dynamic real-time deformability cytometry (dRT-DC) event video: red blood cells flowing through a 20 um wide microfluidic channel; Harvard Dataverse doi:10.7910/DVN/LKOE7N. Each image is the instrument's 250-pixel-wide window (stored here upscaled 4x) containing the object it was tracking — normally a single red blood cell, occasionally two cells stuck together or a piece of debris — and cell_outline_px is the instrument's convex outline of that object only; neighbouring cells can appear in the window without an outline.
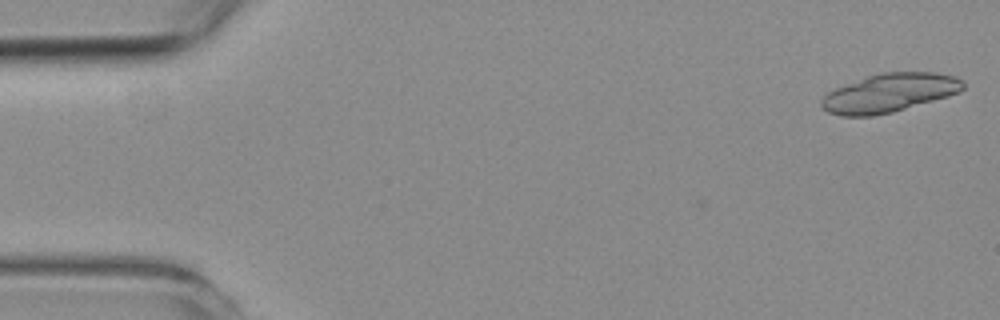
{"species": "common noctule bat (a hibernating species)", "species_latin": "Nyctalus noctula", "temperature_condition": "room temperature", "stored_images_in_passage": 41, "segment_of_instrument_passage": [1, 2], "camera_frame_rate_fps": 3000, "um_per_image_px": 0.085, "animal": {"sex": "female", "body_mass_g": 19.3, "forearm_length_mm": 54.1}, "frame": {"image": 1, "passage_image": 1, "time_ms": 0.0, "image_size_px": [1000, 320], "cell_outline_px": [[964, 88], [960, 92], [948, 96], [892, 112], [872, 116], [840, 116], [828, 112], [820, 104], [820, 100], [828, 92], [836, 88], [868, 76], [880, 72], [932, 72], [956, 76], [964, 80]], "centroid_in_image_um": [75.62, 7.89], "position_along_channel_um": 9.4, "area_um2": 31.73}}